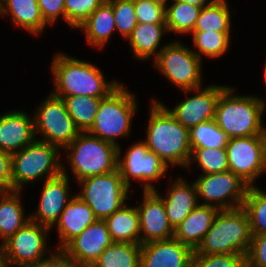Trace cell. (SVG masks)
<instances>
[{"instance_id":"1","label":"cell","mask_w":266,"mask_h":267,"mask_svg":"<svg viewBox=\"0 0 266 267\" xmlns=\"http://www.w3.org/2000/svg\"><path fill=\"white\" fill-rule=\"evenodd\" d=\"M152 101L144 143L167 167L170 163L188 169L191 158L189 130L171 115L164 104L156 99Z\"/></svg>"},{"instance_id":"2","label":"cell","mask_w":266,"mask_h":267,"mask_svg":"<svg viewBox=\"0 0 266 267\" xmlns=\"http://www.w3.org/2000/svg\"><path fill=\"white\" fill-rule=\"evenodd\" d=\"M55 92L52 94L64 99L70 96H93L104 98L119 84L106 82L103 73L94 64L57 53L52 61Z\"/></svg>"},{"instance_id":"3","label":"cell","mask_w":266,"mask_h":267,"mask_svg":"<svg viewBox=\"0 0 266 267\" xmlns=\"http://www.w3.org/2000/svg\"><path fill=\"white\" fill-rule=\"evenodd\" d=\"M252 240L249 217L243 207L219 210L211 228L194 254H241L246 256Z\"/></svg>"},{"instance_id":"4","label":"cell","mask_w":266,"mask_h":267,"mask_svg":"<svg viewBox=\"0 0 266 267\" xmlns=\"http://www.w3.org/2000/svg\"><path fill=\"white\" fill-rule=\"evenodd\" d=\"M234 89L226 86L215 112L217 125L230 138L266 135L262 126L265 102L255 96H234Z\"/></svg>"},{"instance_id":"5","label":"cell","mask_w":266,"mask_h":267,"mask_svg":"<svg viewBox=\"0 0 266 267\" xmlns=\"http://www.w3.org/2000/svg\"><path fill=\"white\" fill-rule=\"evenodd\" d=\"M136 108L135 95L119 84L101 98L94 123L87 132L119 147L116 139L129 136Z\"/></svg>"},{"instance_id":"6","label":"cell","mask_w":266,"mask_h":267,"mask_svg":"<svg viewBox=\"0 0 266 267\" xmlns=\"http://www.w3.org/2000/svg\"><path fill=\"white\" fill-rule=\"evenodd\" d=\"M65 149L77 181L118 169V147L88 132H80Z\"/></svg>"},{"instance_id":"7","label":"cell","mask_w":266,"mask_h":267,"mask_svg":"<svg viewBox=\"0 0 266 267\" xmlns=\"http://www.w3.org/2000/svg\"><path fill=\"white\" fill-rule=\"evenodd\" d=\"M59 148L48 142L35 139L18 152L11 154L12 190L21 191L24 184L33 182L43 175L45 180L62 173Z\"/></svg>"},{"instance_id":"8","label":"cell","mask_w":266,"mask_h":267,"mask_svg":"<svg viewBox=\"0 0 266 267\" xmlns=\"http://www.w3.org/2000/svg\"><path fill=\"white\" fill-rule=\"evenodd\" d=\"M78 182L82 190L77 196L92 209L97 219L105 220L126 204L129 188L119 169Z\"/></svg>"},{"instance_id":"9","label":"cell","mask_w":266,"mask_h":267,"mask_svg":"<svg viewBox=\"0 0 266 267\" xmlns=\"http://www.w3.org/2000/svg\"><path fill=\"white\" fill-rule=\"evenodd\" d=\"M155 66L180 90H194L201 87L202 60L193 49L173 41L161 47L154 59Z\"/></svg>"},{"instance_id":"10","label":"cell","mask_w":266,"mask_h":267,"mask_svg":"<svg viewBox=\"0 0 266 267\" xmlns=\"http://www.w3.org/2000/svg\"><path fill=\"white\" fill-rule=\"evenodd\" d=\"M51 229L31 219L2 245L9 265L20 267H45L50 256H43L47 248V233Z\"/></svg>"},{"instance_id":"11","label":"cell","mask_w":266,"mask_h":267,"mask_svg":"<svg viewBox=\"0 0 266 267\" xmlns=\"http://www.w3.org/2000/svg\"><path fill=\"white\" fill-rule=\"evenodd\" d=\"M35 135L42 134L44 142L59 149H65L79 135L80 130L67 111L63 99L52 93L47 97L34 115Z\"/></svg>"},{"instance_id":"12","label":"cell","mask_w":266,"mask_h":267,"mask_svg":"<svg viewBox=\"0 0 266 267\" xmlns=\"http://www.w3.org/2000/svg\"><path fill=\"white\" fill-rule=\"evenodd\" d=\"M194 184L197 197L205 200L202 205L213 206L218 210L242 207L249 188V185L232 171L201 174Z\"/></svg>"},{"instance_id":"13","label":"cell","mask_w":266,"mask_h":267,"mask_svg":"<svg viewBox=\"0 0 266 267\" xmlns=\"http://www.w3.org/2000/svg\"><path fill=\"white\" fill-rule=\"evenodd\" d=\"M229 171L249 186L266 171V135L230 138L227 146Z\"/></svg>"},{"instance_id":"14","label":"cell","mask_w":266,"mask_h":267,"mask_svg":"<svg viewBox=\"0 0 266 267\" xmlns=\"http://www.w3.org/2000/svg\"><path fill=\"white\" fill-rule=\"evenodd\" d=\"M121 148L118 147V169L125 185L130 189V178L143 181V191H155V185L151 181H157L166 176L167 166L153 152H150L144 142H138L129 147L124 159L120 160Z\"/></svg>"},{"instance_id":"15","label":"cell","mask_w":266,"mask_h":267,"mask_svg":"<svg viewBox=\"0 0 266 267\" xmlns=\"http://www.w3.org/2000/svg\"><path fill=\"white\" fill-rule=\"evenodd\" d=\"M225 88V86L210 85L205 87L204 90H201V87L194 90H183L185 95H188L189 91H194L197 94L188 97L183 102L181 101L172 110L165 108L178 122L190 130L199 123L215 118L216 106Z\"/></svg>"},{"instance_id":"16","label":"cell","mask_w":266,"mask_h":267,"mask_svg":"<svg viewBox=\"0 0 266 267\" xmlns=\"http://www.w3.org/2000/svg\"><path fill=\"white\" fill-rule=\"evenodd\" d=\"M142 204L137 206L140 222V244L174 237L163 200L154 191H144Z\"/></svg>"},{"instance_id":"17","label":"cell","mask_w":266,"mask_h":267,"mask_svg":"<svg viewBox=\"0 0 266 267\" xmlns=\"http://www.w3.org/2000/svg\"><path fill=\"white\" fill-rule=\"evenodd\" d=\"M68 179L67 172L62 166L60 175L44 181L38 209L35 215H30L32 221L50 229L55 226L62 211L73 198L68 194L70 187Z\"/></svg>"},{"instance_id":"18","label":"cell","mask_w":266,"mask_h":267,"mask_svg":"<svg viewBox=\"0 0 266 267\" xmlns=\"http://www.w3.org/2000/svg\"><path fill=\"white\" fill-rule=\"evenodd\" d=\"M112 243L105 220L97 219L72 239L62 251L68 257L92 267Z\"/></svg>"},{"instance_id":"19","label":"cell","mask_w":266,"mask_h":267,"mask_svg":"<svg viewBox=\"0 0 266 267\" xmlns=\"http://www.w3.org/2000/svg\"><path fill=\"white\" fill-rule=\"evenodd\" d=\"M194 250L170 238L141 244L140 267H191Z\"/></svg>"},{"instance_id":"20","label":"cell","mask_w":266,"mask_h":267,"mask_svg":"<svg viewBox=\"0 0 266 267\" xmlns=\"http://www.w3.org/2000/svg\"><path fill=\"white\" fill-rule=\"evenodd\" d=\"M35 139L34 117L17 110L0 116V150L13 154Z\"/></svg>"},{"instance_id":"21","label":"cell","mask_w":266,"mask_h":267,"mask_svg":"<svg viewBox=\"0 0 266 267\" xmlns=\"http://www.w3.org/2000/svg\"><path fill=\"white\" fill-rule=\"evenodd\" d=\"M96 220L92 209L77 195H73V198L62 211L59 220L55 223L60 238L58 250H62L72 239Z\"/></svg>"},{"instance_id":"22","label":"cell","mask_w":266,"mask_h":267,"mask_svg":"<svg viewBox=\"0 0 266 267\" xmlns=\"http://www.w3.org/2000/svg\"><path fill=\"white\" fill-rule=\"evenodd\" d=\"M154 192L163 200L169 223L173 229L199 204L195 184L190 185L181 177L171 185L166 196L162 197L157 190Z\"/></svg>"},{"instance_id":"23","label":"cell","mask_w":266,"mask_h":267,"mask_svg":"<svg viewBox=\"0 0 266 267\" xmlns=\"http://www.w3.org/2000/svg\"><path fill=\"white\" fill-rule=\"evenodd\" d=\"M218 211L213 206L198 204L174 229V238L195 250L211 228Z\"/></svg>"},{"instance_id":"24","label":"cell","mask_w":266,"mask_h":267,"mask_svg":"<svg viewBox=\"0 0 266 267\" xmlns=\"http://www.w3.org/2000/svg\"><path fill=\"white\" fill-rule=\"evenodd\" d=\"M8 14L15 25L36 35L47 26L37 0H0V15Z\"/></svg>"},{"instance_id":"25","label":"cell","mask_w":266,"mask_h":267,"mask_svg":"<svg viewBox=\"0 0 266 267\" xmlns=\"http://www.w3.org/2000/svg\"><path fill=\"white\" fill-rule=\"evenodd\" d=\"M165 31L167 32L166 23L138 22L127 38L135 57L147 60L155 54L156 58L160 52L157 48L160 46Z\"/></svg>"},{"instance_id":"26","label":"cell","mask_w":266,"mask_h":267,"mask_svg":"<svg viewBox=\"0 0 266 267\" xmlns=\"http://www.w3.org/2000/svg\"><path fill=\"white\" fill-rule=\"evenodd\" d=\"M113 242L140 244V222L137 207L125 204L105 219Z\"/></svg>"},{"instance_id":"27","label":"cell","mask_w":266,"mask_h":267,"mask_svg":"<svg viewBox=\"0 0 266 267\" xmlns=\"http://www.w3.org/2000/svg\"><path fill=\"white\" fill-rule=\"evenodd\" d=\"M79 28L85 31L88 44L103 47L116 30L112 4L105 0Z\"/></svg>"},{"instance_id":"28","label":"cell","mask_w":266,"mask_h":267,"mask_svg":"<svg viewBox=\"0 0 266 267\" xmlns=\"http://www.w3.org/2000/svg\"><path fill=\"white\" fill-rule=\"evenodd\" d=\"M20 191H0V238L2 244L22 228L30 217H25L20 202Z\"/></svg>"},{"instance_id":"29","label":"cell","mask_w":266,"mask_h":267,"mask_svg":"<svg viewBox=\"0 0 266 267\" xmlns=\"http://www.w3.org/2000/svg\"><path fill=\"white\" fill-rule=\"evenodd\" d=\"M141 244L113 242L92 267H140Z\"/></svg>"},{"instance_id":"30","label":"cell","mask_w":266,"mask_h":267,"mask_svg":"<svg viewBox=\"0 0 266 267\" xmlns=\"http://www.w3.org/2000/svg\"><path fill=\"white\" fill-rule=\"evenodd\" d=\"M226 0L203 6L196 20L193 31H231V15Z\"/></svg>"},{"instance_id":"31","label":"cell","mask_w":266,"mask_h":267,"mask_svg":"<svg viewBox=\"0 0 266 267\" xmlns=\"http://www.w3.org/2000/svg\"><path fill=\"white\" fill-rule=\"evenodd\" d=\"M174 3L166 7L167 32L192 33L202 6L172 0Z\"/></svg>"},{"instance_id":"32","label":"cell","mask_w":266,"mask_h":267,"mask_svg":"<svg viewBox=\"0 0 266 267\" xmlns=\"http://www.w3.org/2000/svg\"><path fill=\"white\" fill-rule=\"evenodd\" d=\"M63 100L76 127L80 132H87L94 123L101 98L76 95Z\"/></svg>"},{"instance_id":"33","label":"cell","mask_w":266,"mask_h":267,"mask_svg":"<svg viewBox=\"0 0 266 267\" xmlns=\"http://www.w3.org/2000/svg\"><path fill=\"white\" fill-rule=\"evenodd\" d=\"M191 153L197 148L226 149L229 138L214 119L189 130Z\"/></svg>"},{"instance_id":"34","label":"cell","mask_w":266,"mask_h":267,"mask_svg":"<svg viewBox=\"0 0 266 267\" xmlns=\"http://www.w3.org/2000/svg\"><path fill=\"white\" fill-rule=\"evenodd\" d=\"M242 207L249 217L252 235L266 234V192L249 186Z\"/></svg>"},{"instance_id":"35","label":"cell","mask_w":266,"mask_h":267,"mask_svg":"<svg viewBox=\"0 0 266 267\" xmlns=\"http://www.w3.org/2000/svg\"><path fill=\"white\" fill-rule=\"evenodd\" d=\"M194 46L199 51H193L201 59L202 54L209 58H217L222 56L228 50L230 45V32L217 31H193Z\"/></svg>"},{"instance_id":"36","label":"cell","mask_w":266,"mask_h":267,"mask_svg":"<svg viewBox=\"0 0 266 267\" xmlns=\"http://www.w3.org/2000/svg\"><path fill=\"white\" fill-rule=\"evenodd\" d=\"M191 160L198 163L203 175L229 171L226 149L197 148L191 153Z\"/></svg>"},{"instance_id":"37","label":"cell","mask_w":266,"mask_h":267,"mask_svg":"<svg viewBox=\"0 0 266 267\" xmlns=\"http://www.w3.org/2000/svg\"><path fill=\"white\" fill-rule=\"evenodd\" d=\"M108 1L112 4L116 30L127 39L138 23L134 0Z\"/></svg>"},{"instance_id":"38","label":"cell","mask_w":266,"mask_h":267,"mask_svg":"<svg viewBox=\"0 0 266 267\" xmlns=\"http://www.w3.org/2000/svg\"><path fill=\"white\" fill-rule=\"evenodd\" d=\"M105 0H65V22L78 28Z\"/></svg>"},{"instance_id":"39","label":"cell","mask_w":266,"mask_h":267,"mask_svg":"<svg viewBox=\"0 0 266 267\" xmlns=\"http://www.w3.org/2000/svg\"><path fill=\"white\" fill-rule=\"evenodd\" d=\"M191 267H246L241 254H193Z\"/></svg>"},{"instance_id":"40","label":"cell","mask_w":266,"mask_h":267,"mask_svg":"<svg viewBox=\"0 0 266 267\" xmlns=\"http://www.w3.org/2000/svg\"><path fill=\"white\" fill-rule=\"evenodd\" d=\"M137 21L166 23V6L153 0H134Z\"/></svg>"},{"instance_id":"41","label":"cell","mask_w":266,"mask_h":267,"mask_svg":"<svg viewBox=\"0 0 266 267\" xmlns=\"http://www.w3.org/2000/svg\"><path fill=\"white\" fill-rule=\"evenodd\" d=\"M246 267H266V234L252 235Z\"/></svg>"},{"instance_id":"42","label":"cell","mask_w":266,"mask_h":267,"mask_svg":"<svg viewBox=\"0 0 266 267\" xmlns=\"http://www.w3.org/2000/svg\"><path fill=\"white\" fill-rule=\"evenodd\" d=\"M44 21L47 24H55L60 16L65 20V0H37Z\"/></svg>"},{"instance_id":"43","label":"cell","mask_w":266,"mask_h":267,"mask_svg":"<svg viewBox=\"0 0 266 267\" xmlns=\"http://www.w3.org/2000/svg\"><path fill=\"white\" fill-rule=\"evenodd\" d=\"M0 191H12L11 154L0 150Z\"/></svg>"},{"instance_id":"44","label":"cell","mask_w":266,"mask_h":267,"mask_svg":"<svg viewBox=\"0 0 266 267\" xmlns=\"http://www.w3.org/2000/svg\"><path fill=\"white\" fill-rule=\"evenodd\" d=\"M45 267H89L86 264L68 257L62 250H58L50 255Z\"/></svg>"},{"instance_id":"45","label":"cell","mask_w":266,"mask_h":267,"mask_svg":"<svg viewBox=\"0 0 266 267\" xmlns=\"http://www.w3.org/2000/svg\"><path fill=\"white\" fill-rule=\"evenodd\" d=\"M180 1L203 7V6L212 4V3L216 2L217 0H210L209 2H207V0H180Z\"/></svg>"},{"instance_id":"46","label":"cell","mask_w":266,"mask_h":267,"mask_svg":"<svg viewBox=\"0 0 266 267\" xmlns=\"http://www.w3.org/2000/svg\"><path fill=\"white\" fill-rule=\"evenodd\" d=\"M0 267H8L2 245H0Z\"/></svg>"},{"instance_id":"47","label":"cell","mask_w":266,"mask_h":267,"mask_svg":"<svg viewBox=\"0 0 266 267\" xmlns=\"http://www.w3.org/2000/svg\"><path fill=\"white\" fill-rule=\"evenodd\" d=\"M153 1L158 2V3L166 6L168 0H153Z\"/></svg>"},{"instance_id":"48","label":"cell","mask_w":266,"mask_h":267,"mask_svg":"<svg viewBox=\"0 0 266 267\" xmlns=\"http://www.w3.org/2000/svg\"><path fill=\"white\" fill-rule=\"evenodd\" d=\"M264 79H265V81H266V67H265V71H264ZM266 83V82H265Z\"/></svg>"}]
</instances>
